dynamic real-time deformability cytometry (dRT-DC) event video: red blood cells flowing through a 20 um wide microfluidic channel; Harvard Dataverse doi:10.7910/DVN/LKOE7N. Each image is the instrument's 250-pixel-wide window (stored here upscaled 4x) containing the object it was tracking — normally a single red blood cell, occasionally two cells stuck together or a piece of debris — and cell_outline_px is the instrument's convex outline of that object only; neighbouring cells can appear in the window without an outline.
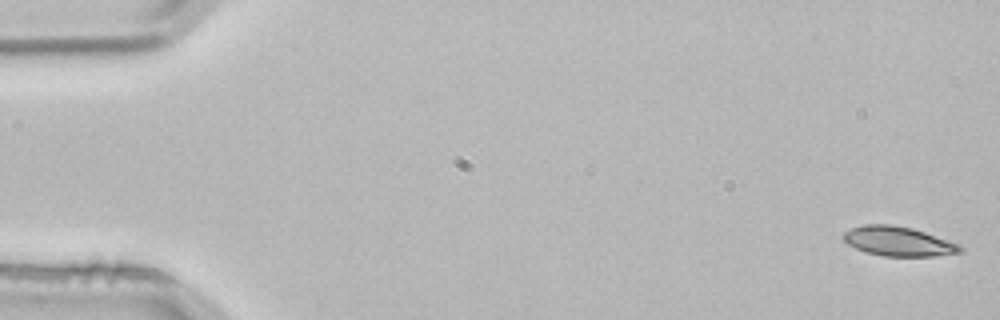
{"species": "common noctule bat (a hibernating species)", "species_latin": "Nyctalus noctula", "temperature_condition": "room temperature", "stored_images_in_passage": 4, "camera_frame_rate_fps": 3000, "um_per_image_px": 0.085, "animal": {"sex": "male", "body_mass_g": 21.5, "forearm_length_mm": 52.0}, "frame": {"image": 1, "passage_image": 1, "time_ms": 0.0, "image_size_px": [1000, 320], "cell_outline_px": [[964, 252], [932, 256], [884, 256], [864, 252], [848, 244], [840, 236], [844, 232], [852, 228], [864, 224], [892, 224], [912, 228], [960, 244], [964, 248]], "centroid_in_image_um": [76.35, 20.51], "position_along_channel_um": 8.6, "area_um2": 20.17}}
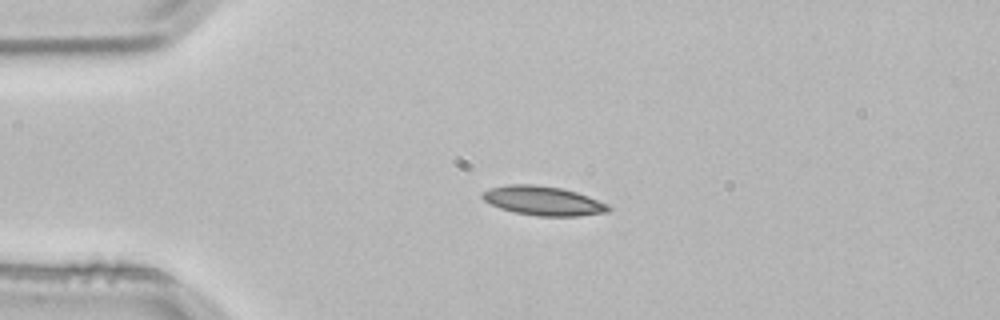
{"frame": {"image": 2, "passage_image": 3, "time_ms": 0.667, "image_size_px": [1000, 320], "cell_outline_px": [[612, 208], [608, 212], [580, 216], [536, 216], [516, 212], [500, 208], [484, 200], [480, 196], [480, 192], [488, 188], [508, 184], [532, 184], [560, 188], [576, 192], [588, 196], [608, 204]], "centroid_in_image_um": [46.15, 17.06], "position_along_channel_um": 38.8, "area_um2": 21.5}}
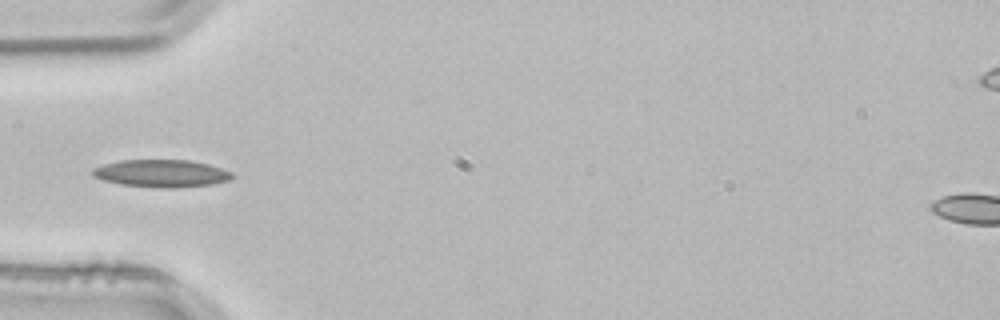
{"frame": {"image": 3, "passage_image": 4, "time_ms": 1.0, "image_size_px": [1000, 320], "cell_outline_px": [[232, 176], [228, 180], [212, 184], [176, 188], [164, 188], [120, 184], [104, 180], [92, 176], [92, 168], [104, 164], [120, 160], [188, 160], [208, 164], [232, 172]], "centroid_in_image_um": [13.69, 14.73], "position_along_channel_um": 71.3, "area_um2": 22.2}}